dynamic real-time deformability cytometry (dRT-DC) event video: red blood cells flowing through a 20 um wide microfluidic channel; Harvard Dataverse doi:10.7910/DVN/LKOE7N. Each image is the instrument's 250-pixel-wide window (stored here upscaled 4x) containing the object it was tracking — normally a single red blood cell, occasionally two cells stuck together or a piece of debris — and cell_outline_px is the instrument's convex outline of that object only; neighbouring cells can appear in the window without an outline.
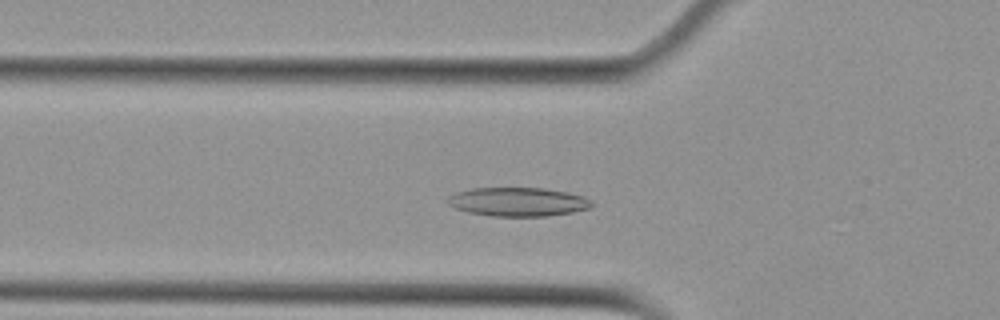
{"species": "Egyptian fruit bat (a non-hibernating species)", "species_latin": "Rousettus aegyptiacus", "temperature_condition": "cold", "stored_images_in_passage": 44, "camera_frame_rate_fps": 3000, "um_per_image_px": 0.085, "animal": {"sex": "female"}, "frame": {"image": 1, "passage_image": 14, "time_ms": 4.333, "image_size_px": [1000, 320], "cell_outline_px": [[592, 208], [572, 212], [548, 216], [492, 216], [468, 212], [456, 208], [448, 204], [448, 196], [456, 192], [472, 188], [544, 188], [568, 192], [584, 196], [592, 200]], "centroid_in_image_um": [44.06, 17.15], "position_along_channel_um": 81.7, "area_um2": 24.28}}
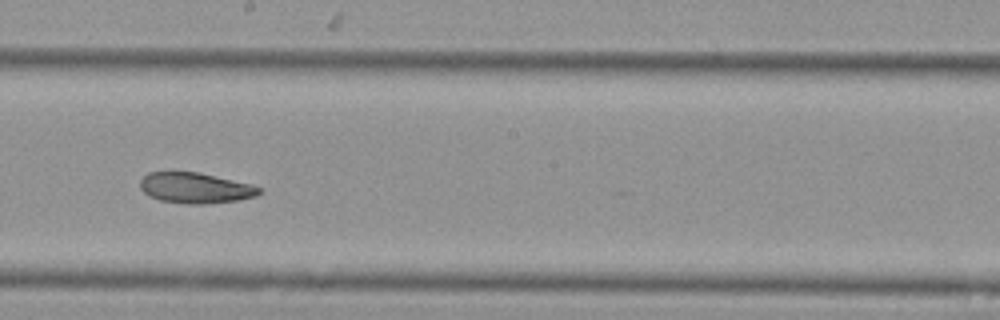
{"frame": {"image": 2, "passage_image": 26, "time_ms": 8.333, "image_size_px": [1000, 320], "cell_outline_px": [[260, 192], [256, 196], [236, 200], [204, 204], [184, 204], [160, 200], [148, 196], [140, 188], [140, 180], [148, 172], [172, 168], [200, 172], [252, 184], [260, 188]], "centroid_in_image_um": [16.52, 15.92], "position_along_channel_um": 231.7, "area_um2": 22.02}}
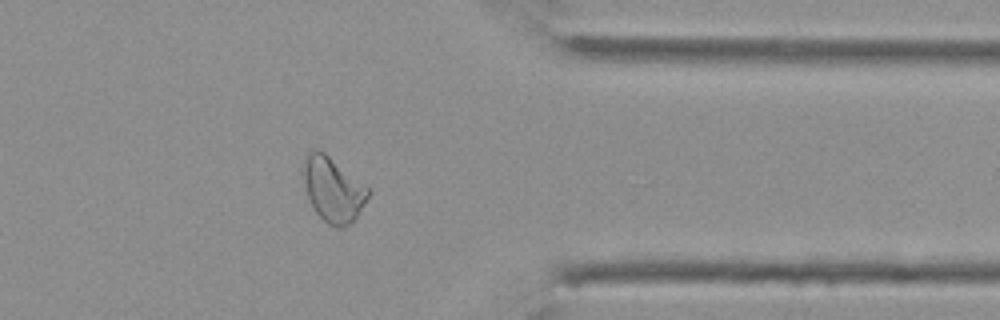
{"frame": {"image": 3, "passage_image": 39, "time_ms": 12.667, "image_size_px": [1000, 320], "cell_outline_px": [[372, 192], [356, 216], [344, 228], [336, 228], [328, 224], [316, 212], [308, 196], [300, 168], [304, 156], [316, 148], [320, 148], [368, 188]], "centroid_in_image_um": [28.27, 16.07], "position_along_channel_um": 383.1, "area_um2": 24.39}}